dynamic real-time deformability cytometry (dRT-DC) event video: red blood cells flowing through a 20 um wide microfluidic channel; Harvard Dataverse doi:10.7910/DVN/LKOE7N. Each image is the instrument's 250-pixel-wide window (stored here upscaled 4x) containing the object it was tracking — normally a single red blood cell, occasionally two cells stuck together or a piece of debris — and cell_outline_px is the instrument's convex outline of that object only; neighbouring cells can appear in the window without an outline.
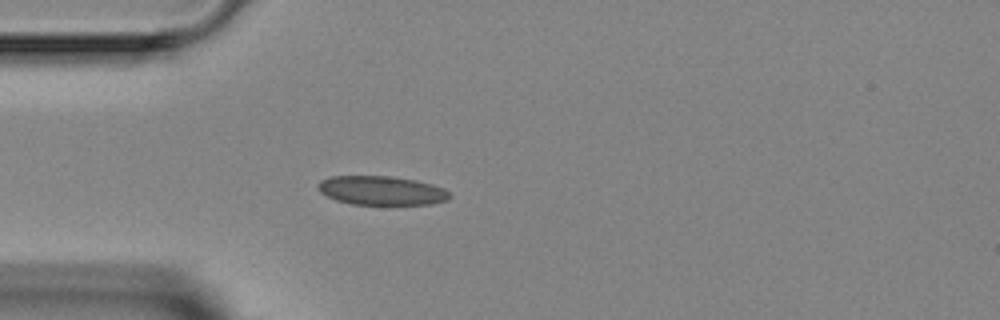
{"species": "Egyptian fruit bat (a non-hibernating species)", "species_latin": "Rousettus aegyptiacus", "temperature_condition": "room temperature", "stored_images_in_passage": 4, "camera_frame_rate_fps": 3000, "um_per_image_px": 0.085, "animal": {"sex": "female"}, "frame": {"image": 1, "passage_image": 4, "time_ms": 3.667, "image_size_px": [1000, 320], "cell_outline_px": [[452, 196], [448, 200], [432, 204], [352, 204], [336, 200], [320, 192], [316, 188], [316, 184], [320, 180], [328, 176], [392, 176], [416, 180], [432, 184], [444, 188]], "centroid_in_image_um": [32.41, 16.18], "position_along_channel_um": 52.6, "area_um2": 22.43}}